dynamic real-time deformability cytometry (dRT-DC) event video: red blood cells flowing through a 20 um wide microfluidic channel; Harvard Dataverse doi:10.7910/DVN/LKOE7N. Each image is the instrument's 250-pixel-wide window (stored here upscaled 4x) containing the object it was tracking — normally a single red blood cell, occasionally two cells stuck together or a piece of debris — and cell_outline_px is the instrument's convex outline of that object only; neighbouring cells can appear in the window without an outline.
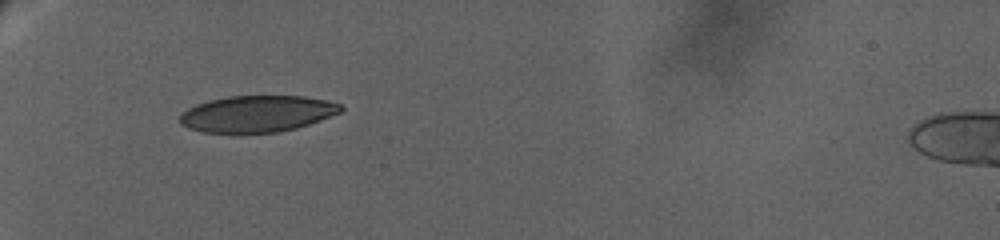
{"species": "human", "species_latin": "Homo sapiens", "temperature_condition": "warm", "stored_images_in_passage": 2, "camera_frame_rate_fps": 3000, "um_per_image_px": 0.085, "donor": {"sex": "female"}, "frame": {"image": 1, "passage_image": 1, "time_ms": 0.0, "image_size_px": [1000, 240], "cell_outline_px": [[344, 108], [340, 112], [320, 120], [296, 128], [280, 132], [200, 132], [188, 128], [180, 124], [180, 112], [196, 104], [208, 100], [228, 96], [304, 96], [328, 100], [340, 104]], "centroid_in_image_um": [21.83, 9.66], "position_along_channel_um": 63.2, "area_um2": 34.22}}